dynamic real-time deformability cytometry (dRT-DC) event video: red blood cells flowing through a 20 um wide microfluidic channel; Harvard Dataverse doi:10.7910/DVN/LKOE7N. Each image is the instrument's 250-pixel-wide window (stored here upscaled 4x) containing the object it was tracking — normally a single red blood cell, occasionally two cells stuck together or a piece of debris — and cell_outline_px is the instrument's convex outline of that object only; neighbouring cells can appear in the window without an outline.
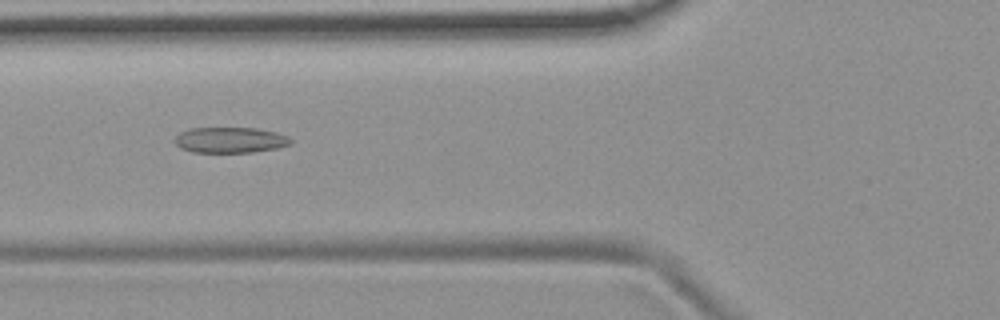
{"species": "common noctule bat (a hibernating species)", "species_latin": "Nyctalus noctula", "temperature_condition": "room temperature", "stored_images_in_passage": 52, "camera_frame_rate_fps": 3000, "um_per_image_px": 0.085, "animal": {"sex": "female", "body_mass_g": 19.9}, "frame": {"image": 1, "passage_image": 19, "time_ms": 6.0, "image_size_px": [1000, 320], "cell_outline_px": [[292, 144], [276, 148], [252, 152], [192, 152], [180, 148], [172, 140], [180, 132], [188, 128], [256, 128], [276, 132], [288, 136], [292, 140]], "centroid_in_image_um": [19.54, 11.9], "position_along_channel_um": 106.3, "area_um2": 17.46}}
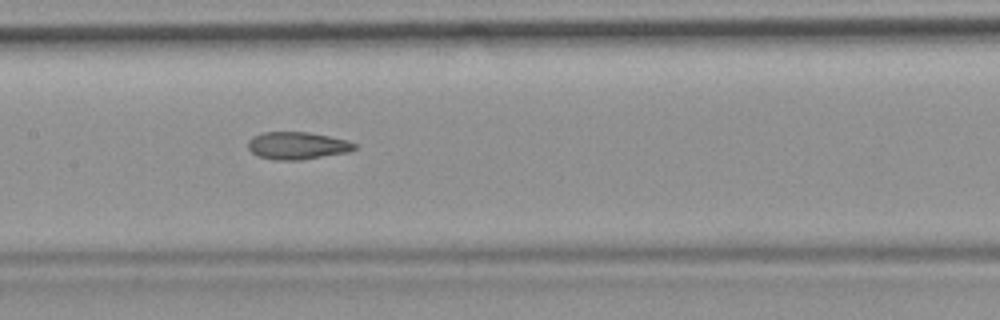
{"frame": {"image": 2, "passage_image": 25, "time_ms": 8.0, "image_size_px": [1000, 320], "cell_outline_px": [[356, 148], [348, 152], [300, 160], [276, 160], [256, 156], [248, 148], [248, 140], [252, 136], [264, 132], [308, 132], [348, 140], [356, 144]], "centroid_in_image_um": [25.24, 12.38], "position_along_channel_um": 182.2, "area_um2": 17.05}}
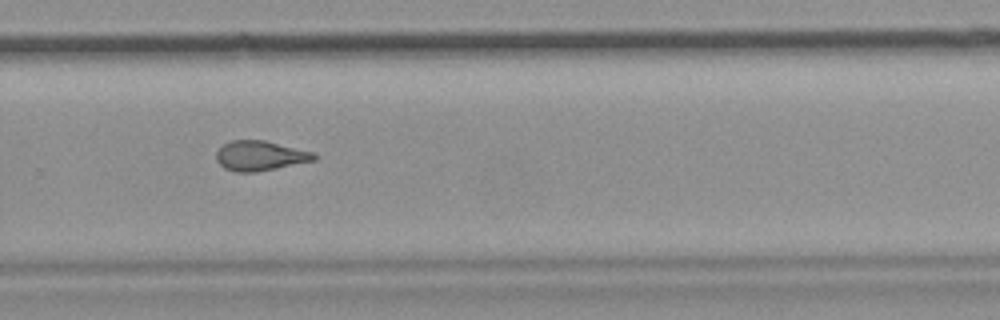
{"frame": {"image": 3, "passage_image": 35, "time_ms": 11.333, "image_size_px": [1000, 320], "cell_outline_px": [[320, 156], [316, 160], [256, 172], [236, 172], [224, 168], [216, 160], [216, 152], [224, 144], [232, 140], [264, 140], [316, 152]], "centroid_in_image_um": [22.16, 13.24], "position_along_channel_um": 307.6, "area_um2": 17.17}}